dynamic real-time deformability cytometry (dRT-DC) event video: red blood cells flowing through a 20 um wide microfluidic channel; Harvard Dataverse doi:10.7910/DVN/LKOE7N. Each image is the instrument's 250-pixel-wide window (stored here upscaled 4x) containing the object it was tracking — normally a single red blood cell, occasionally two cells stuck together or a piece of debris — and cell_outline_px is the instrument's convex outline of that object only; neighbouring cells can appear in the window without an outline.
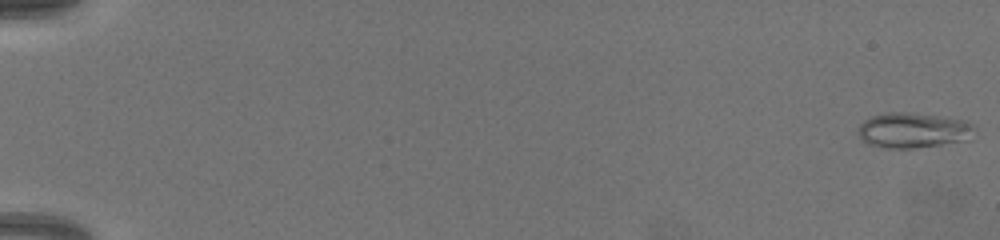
{"species": "common noctule bat (a hibernating species)", "species_latin": "Nyctalus noctula", "temperature_condition": "warm", "stored_images_in_passage": 68, "camera_frame_rate_fps": 3000, "um_per_image_px": 0.085, "animal": {"sex": "female", "body_mass_g": 19.5, "forearm_length_mm": 54.1}, "frame": {"image": 1, "passage_image": 1, "time_ms": 0.0, "image_size_px": [1000, 240], "cell_outline_px": [[976, 128], [972, 140], [912, 148], [888, 148], [868, 144], [856, 132], [860, 124], [864, 120], [872, 116], [888, 112], [912, 112], [940, 116], [964, 120]], "centroid_in_image_um": [77.65, 11.07], "position_along_channel_um": 7.4, "area_um2": 24.1}}
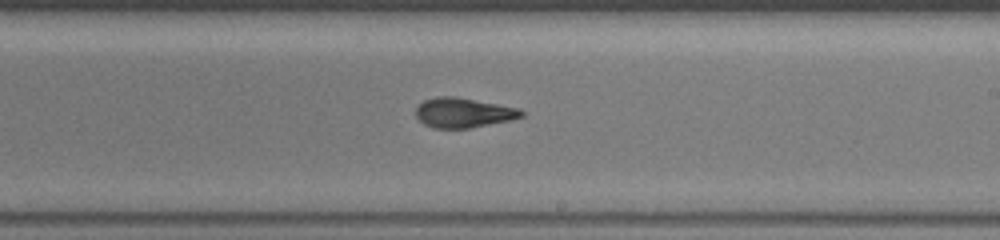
{"frame": {"image": 2, "passage_image": 43, "time_ms": 14.0, "image_size_px": [1000, 240], "cell_outline_px": [[524, 116], [508, 120], [468, 128], [432, 128], [424, 124], [416, 116], [416, 108], [424, 100], [436, 96], [456, 96], [520, 108], [524, 112]], "centroid_in_image_um": [39.37, 9.57], "position_along_channel_um": 249.6, "area_um2": 18.26}}
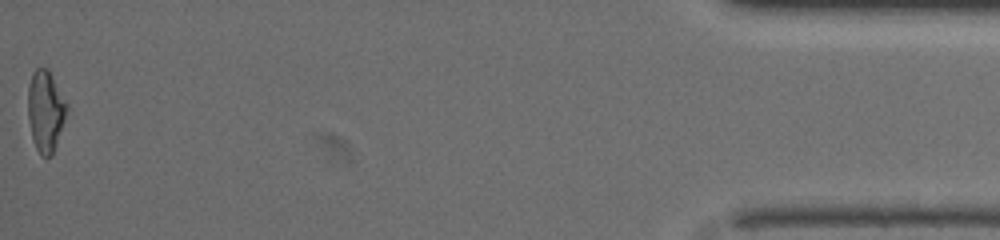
{"frame": {"image": 3, "passage_image": 68, "time_ms": 22.333, "image_size_px": [1000, 240], "cell_outline_px": [[68, 108], [52, 156], [40, 156], [32, 140], [28, 116], [28, 88], [32, 72], [36, 68], [48, 68], [68, 104]], "centroid_in_image_um": [3.86, 9.42], "position_along_channel_um": 431.3, "area_um2": 18.38}}